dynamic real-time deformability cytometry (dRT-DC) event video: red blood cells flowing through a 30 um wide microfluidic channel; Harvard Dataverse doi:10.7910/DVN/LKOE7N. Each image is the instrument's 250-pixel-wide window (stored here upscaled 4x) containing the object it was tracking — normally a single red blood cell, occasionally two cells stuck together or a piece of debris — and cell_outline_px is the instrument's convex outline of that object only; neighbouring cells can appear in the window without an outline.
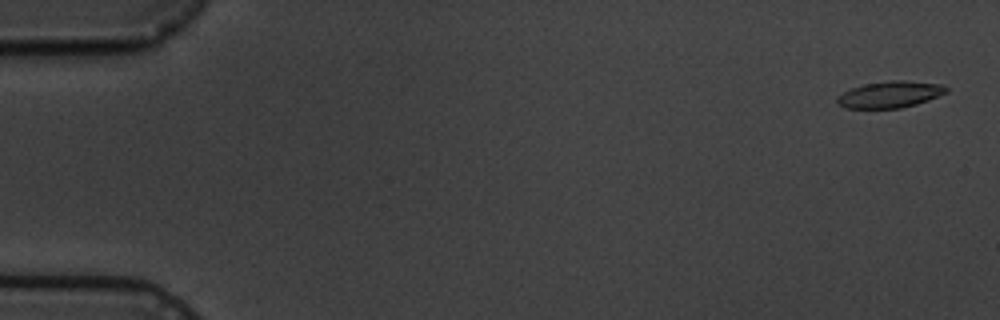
{"species": "common noctule bat (a hibernating species)", "species_latin": "Nyctalus noctula", "temperature_condition": "cold", "stored_images_in_passage": 6, "camera_frame_rate_fps": 3000, "um_per_image_px": 0.085, "animal": {"sex": "male", "body_mass_g": 19.5, "forearm_length_mm": 54.6}, "frame": {"image": 1, "passage_image": 1, "time_ms": 0.0, "image_size_px": [1000, 320], "cell_outline_px": [[948, 92], [928, 100], [916, 104], [900, 108], [844, 108], [836, 100], [836, 96], [852, 88], [864, 84], [892, 80], [904, 80], [944, 84], [948, 88]], "centroid_in_image_um": [75.68, 8.02], "position_along_channel_um": 9.3, "area_um2": 16.88}}
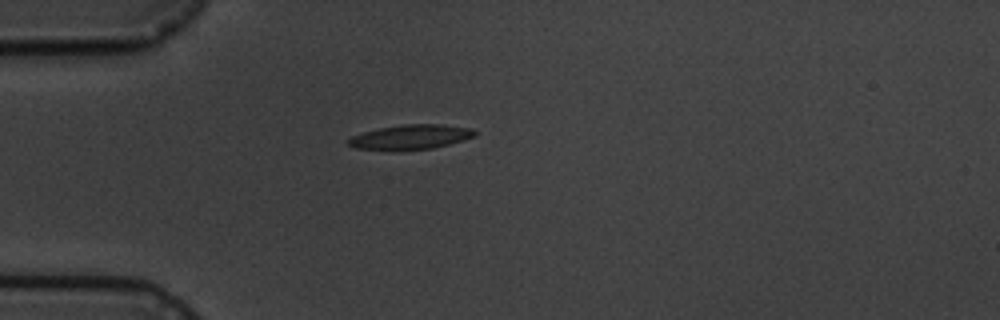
{"frame": {"image": 2, "passage_image": 5, "time_ms": 4.667, "image_size_px": [1000, 320], "cell_outline_px": [[476, 136], [464, 140], [432, 148], [400, 152], [356, 148], [348, 144], [348, 140], [352, 136], [364, 132], [380, 128], [404, 124], [440, 124], [472, 128], [476, 132]], "centroid_in_image_um": [34.91, 11.67], "position_along_channel_um": 50.1, "area_um2": 18.44}}